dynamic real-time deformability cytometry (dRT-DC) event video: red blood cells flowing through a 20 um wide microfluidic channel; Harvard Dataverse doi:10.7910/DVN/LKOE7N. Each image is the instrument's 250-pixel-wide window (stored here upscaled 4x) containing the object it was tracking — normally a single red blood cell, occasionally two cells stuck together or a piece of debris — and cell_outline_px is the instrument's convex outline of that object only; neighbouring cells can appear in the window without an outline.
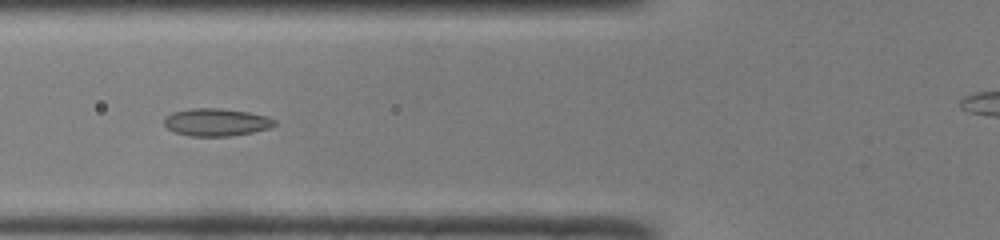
{"species": "common noctule bat (a hibernating species)", "species_latin": "Nyctalus noctula", "temperature_condition": "room temperature", "stored_images_in_passage": 44, "camera_frame_rate_fps": 3000, "um_per_image_px": 0.085, "animal": {"sex": "male", "body_mass_g": 19.0, "forearm_length_mm": 50.8}, "frame": {"image": 1, "passage_image": 18, "time_ms": 5.667, "image_size_px": [1000, 240], "cell_outline_px": [[276, 124], [268, 128], [252, 132], [232, 136], [192, 136], [176, 132], [168, 128], [164, 124], [164, 116], [172, 112], [188, 108], [220, 108], [248, 112], [268, 116], [276, 120]], "centroid_in_image_um": [18.37, 10.37], "position_along_channel_um": 107.4, "area_um2": 17.8}}
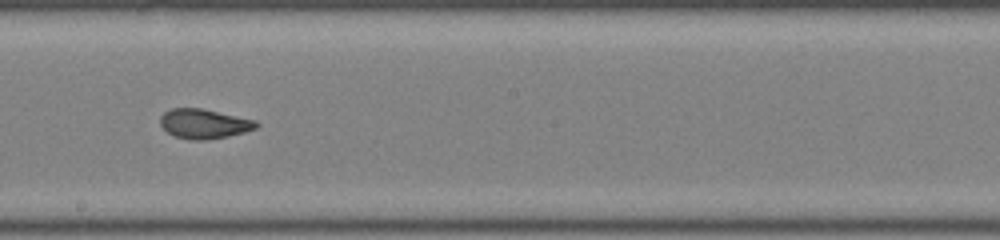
{"frame": {"image": 2, "passage_image": 27, "time_ms": 8.667, "image_size_px": [1000, 240], "cell_outline_px": [[260, 124], [256, 128], [244, 132], [228, 136], [208, 140], [192, 140], [176, 136], [168, 132], [160, 124], [160, 116], [164, 112], [172, 108], [200, 108], [256, 120]], "centroid_in_image_um": [17.35, 10.52], "position_along_channel_um": 230.8, "area_um2": 16.47}}
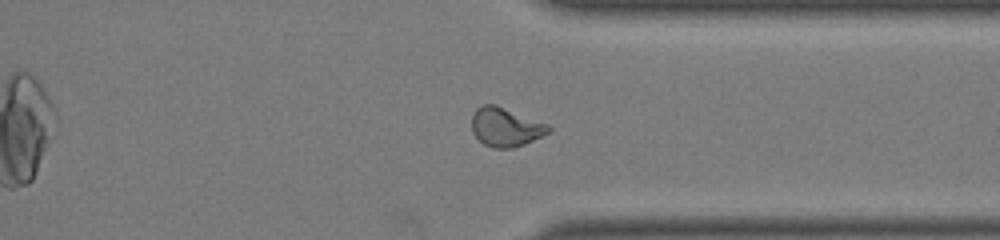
{"frame": {"image": 3, "passage_image": 37, "time_ms": 12.0, "image_size_px": [1000, 240], "cell_outline_px": [[552, 128], [548, 132], [524, 144], [512, 148], [492, 148], [484, 144], [472, 132], [472, 116], [476, 108], [484, 104], [496, 104], [548, 124]], "centroid_in_image_um": [42.95, 10.79], "position_along_channel_um": 368.4, "area_um2": 17.28}, "authors_computed_cell_mechanics": {"area_um2": 17.0221, "velocity_mm_per_s": 4.1253, "shape_relaxation_time_tau1_ms": null, "shape_relaxation_time_tau2_ms": 1.1241, "deformation_change_tau1": null, "deformation_change_tau2": 0.0688}}